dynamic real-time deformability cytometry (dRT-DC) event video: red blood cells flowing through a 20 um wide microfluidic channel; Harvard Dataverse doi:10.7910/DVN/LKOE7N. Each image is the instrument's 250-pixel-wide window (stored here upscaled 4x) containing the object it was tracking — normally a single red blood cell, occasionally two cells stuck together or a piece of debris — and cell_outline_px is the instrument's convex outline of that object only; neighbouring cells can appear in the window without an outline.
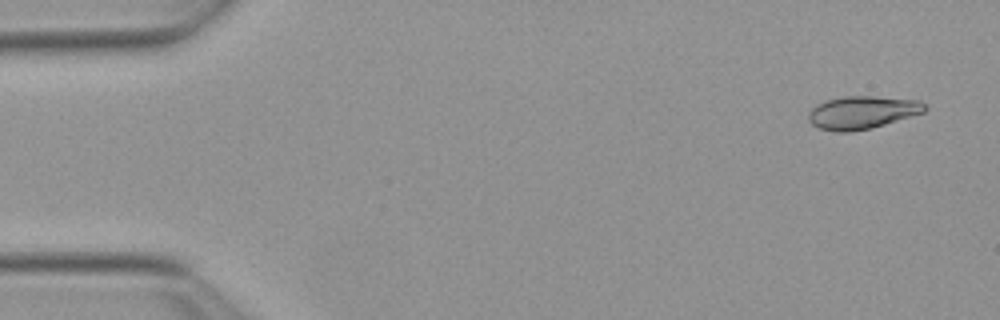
{"species": "Egyptian fruit bat (a non-hibernating species)", "species_latin": "Rousettus aegyptiacus", "temperature_condition": "warm", "stored_images_in_passage": 50, "camera_frame_rate_fps": 3000, "um_per_image_px": 0.085, "animal": {"sex": "female"}, "frame": {"image": 1, "passage_image": 1, "time_ms": 0.0, "image_size_px": [1000, 320], "cell_outline_px": [[928, 108], [924, 112], [872, 128], [848, 132], [836, 132], [820, 128], [812, 124], [808, 120], [808, 112], [816, 104], [824, 100], [844, 96], [872, 96], [920, 100]], "centroid_in_image_um": [73.26, 9.55], "position_along_channel_um": 11.7, "area_um2": 22.37}}
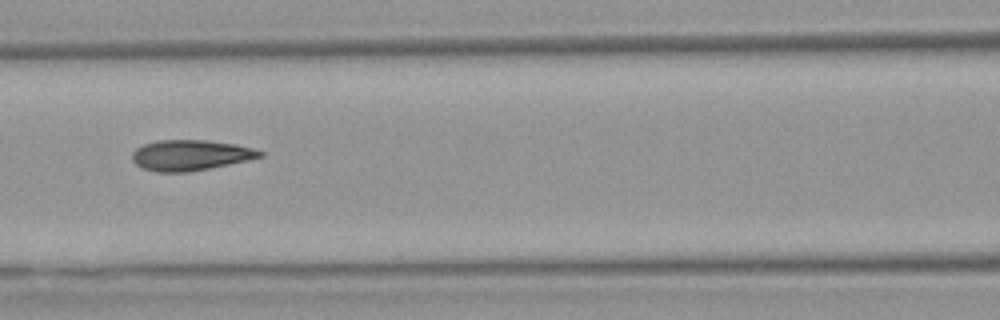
{"frame": {"image": 2, "passage_image": 21, "time_ms": 6.667, "image_size_px": [1000, 320], "cell_outline_px": [[264, 156], [228, 164], [188, 172], [156, 172], [144, 168], [136, 164], [132, 160], [132, 152], [136, 148], [144, 144], [160, 140], [208, 140], [236, 144], [252, 148], [264, 152]], "centroid_in_image_um": [16.17, 13.18], "position_along_channel_um": 150.4, "area_um2": 22.6}}
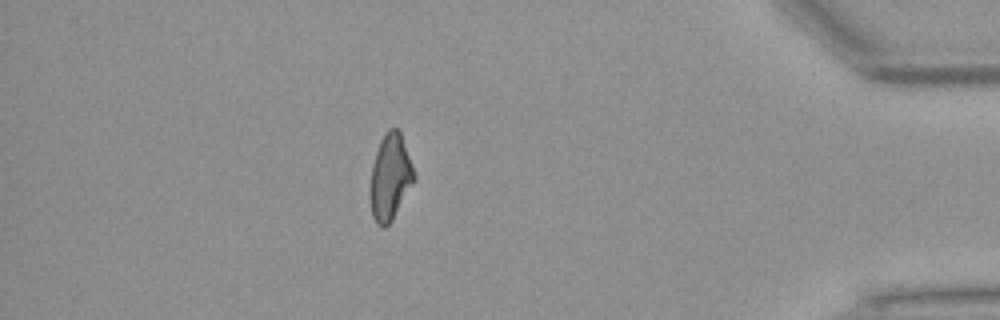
{"frame": {"image": 3, "passage_image": 44, "time_ms": 14.333, "image_size_px": [1000, 320], "cell_outline_px": [[416, 176], [392, 220], [384, 228], [376, 224], [372, 216], [368, 192], [368, 188], [372, 164], [380, 140], [384, 132], [388, 128], [396, 128], [400, 132]], "centroid_in_image_um": [33.11, 15.07], "position_along_channel_um": 402.1, "area_um2": 22.08}, "authors_computed_cell_mechanics": {"area_um2": 22.1663, "velocity_mm_per_s": 3.8835, "shape_relaxation_time_tau1_ms": 6.7391, "shape_relaxation_time_tau2_ms": 2.1451, "deformation_change_tau1": 0.2027, "deformation_change_tau2": 0.0927}}